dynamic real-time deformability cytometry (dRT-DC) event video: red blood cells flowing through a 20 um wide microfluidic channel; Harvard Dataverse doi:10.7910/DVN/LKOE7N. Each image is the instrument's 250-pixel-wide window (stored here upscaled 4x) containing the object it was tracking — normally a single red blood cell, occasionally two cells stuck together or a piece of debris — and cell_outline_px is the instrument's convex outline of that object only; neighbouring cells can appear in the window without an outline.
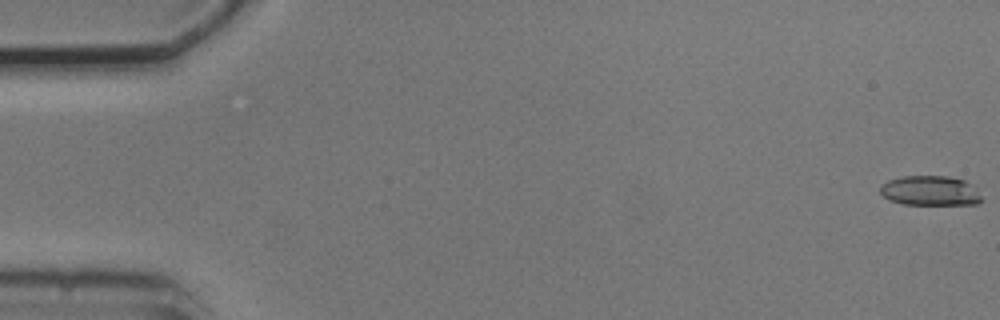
{"species": "common noctule bat (a hibernating species)", "species_latin": "Nyctalus noctula", "temperature_condition": "cold", "stored_images_in_passage": 55, "camera_frame_rate_fps": 3000, "um_per_image_px": 0.085, "animal": {"sex": "male", "body_mass_g": 20.5, "forearm_length_mm": 52.5}, "frame": {"image": 1, "passage_image": 1, "time_ms": 0.0, "image_size_px": [1000, 320], "cell_outline_px": [[984, 200], [976, 204], [904, 204], [888, 200], [880, 192], [880, 184], [888, 180], [904, 176], [948, 176], [964, 180], [972, 184]], "centroid_in_image_um": [79.06, 16.21], "position_along_channel_um": 5.9, "area_um2": 17.69}}
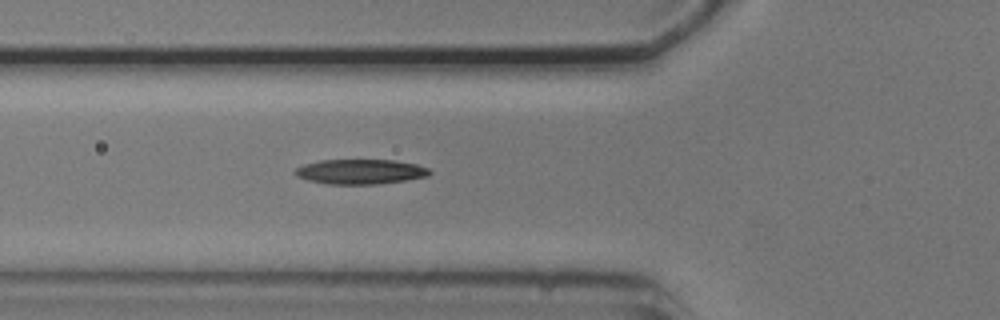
{"frame": {"image": 2, "passage_image": 20, "time_ms": 6.333, "image_size_px": [1000, 320], "cell_outline_px": [[432, 172], [428, 176], [404, 180], [376, 184], [328, 184], [308, 180], [296, 176], [292, 172], [296, 168], [304, 164], [320, 160], [396, 160], [416, 164], [428, 168]], "centroid_in_image_um": [30.61, 14.59], "position_along_channel_um": 95.2, "area_um2": 19.48}}
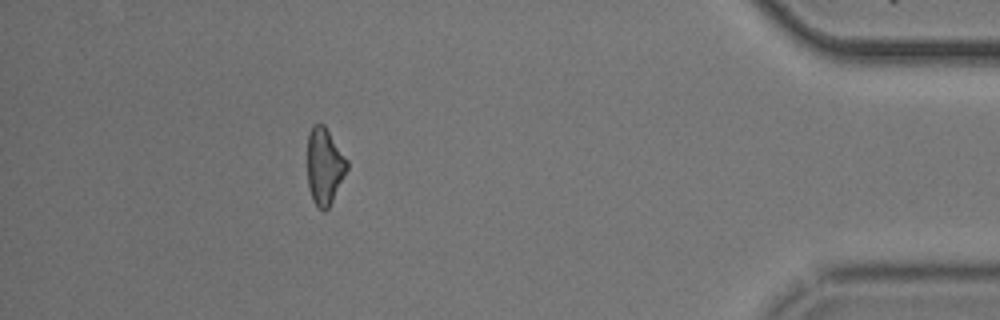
{"frame": {"image": 3, "passage_image": 49, "time_ms": 16.0, "image_size_px": [1000, 320], "cell_outline_px": [[348, 168], [328, 208], [324, 212], [312, 200], [308, 188], [308, 132], [312, 124], [324, 124], [348, 160]], "centroid_in_image_um": [27.57, 14.1], "position_along_channel_um": 407.6, "area_um2": 17.63}, "authors_computed_cell_mechanics": {"area_um2": 18.6694, "velocity_mm_per_s": 3.755, "shape_relaxation_time_tau1_ms": 2.6657, "shape_relaxation_time_tau2_ms": null, "deformation_change_tau1": 0.1009, "deformation_change_tau2": null}}